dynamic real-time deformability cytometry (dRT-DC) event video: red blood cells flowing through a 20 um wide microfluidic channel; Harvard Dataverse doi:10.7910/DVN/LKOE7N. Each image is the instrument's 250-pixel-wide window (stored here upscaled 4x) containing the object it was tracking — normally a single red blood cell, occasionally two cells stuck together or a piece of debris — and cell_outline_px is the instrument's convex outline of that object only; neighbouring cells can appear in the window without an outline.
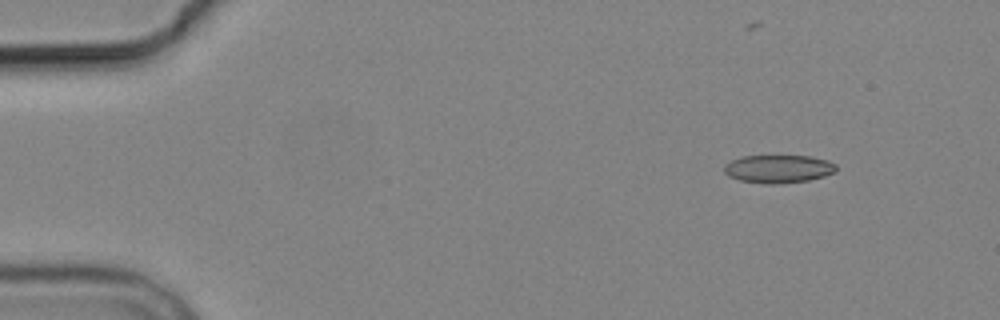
{"species": "common noctule bat (a hibernating species)", "species_latin": "Nyctalus noctula", "temperature_condition": "cold", "stored_images_in_passage": 4, "segment_of_instrument_passage": [1, 2], "camera_frame_rate_fps": 3000, "um_per_image_px": 0.085, "animal": {"sex": "male", "body_mass_g": 19.2, "forearm_length_mm": 51.8}, "frame": {"image": 1, "passage_image": 1, "time_ms": 0.0, "image_size_px": [1000, 320], "cell_outline_px": [[836, 172], [824, 176], [808, 180], [780, 184], [764, 184], [740, 180], [728, 176], [724, 172], [724, 164], [740, 156], [812, 156], [828, 160], [836, 164]], "centroid_in_image_um": [66.16, 14.35], "position_along_channel_um": 18.8, "area_um2": 18.5}}